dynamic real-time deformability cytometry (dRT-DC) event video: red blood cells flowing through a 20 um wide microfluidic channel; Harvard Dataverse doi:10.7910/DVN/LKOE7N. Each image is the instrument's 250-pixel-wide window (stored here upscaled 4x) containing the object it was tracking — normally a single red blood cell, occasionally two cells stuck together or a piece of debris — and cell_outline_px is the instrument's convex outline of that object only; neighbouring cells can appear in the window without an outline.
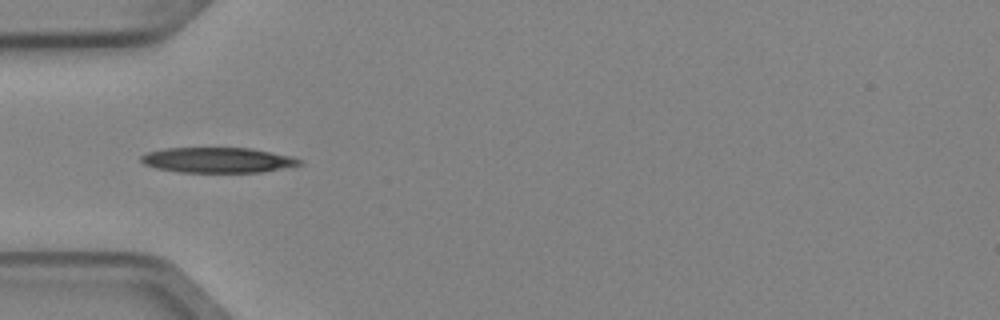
{"species": "Egyptian fruit bat (a non-hibernating species)", "species_latin": "Rousettus aegyptiacus", "temperature_condition": "cold", "stored_images_in_passage": 4, "camera_frame_rate_fps": 3000, "um_per_image_px": 0.085, "animal": {"sex": "female"}, "frame": {"image": 1, "passage_image": 4, "time_ms": 1.0, "image_size_px": [1000, 320], "cell_outline_px": [[304, 164], [260, 172], [180, 172], [156, 168], [144, 164], [140, 160], [140, 156], [148, 152], [164, 148], [252, 148], [272, 152], [304, 160]], "centroid_in_image_um": [18.5, 13.6], "position_along_channel_um": 66.5, "area_um2": 23.29}}